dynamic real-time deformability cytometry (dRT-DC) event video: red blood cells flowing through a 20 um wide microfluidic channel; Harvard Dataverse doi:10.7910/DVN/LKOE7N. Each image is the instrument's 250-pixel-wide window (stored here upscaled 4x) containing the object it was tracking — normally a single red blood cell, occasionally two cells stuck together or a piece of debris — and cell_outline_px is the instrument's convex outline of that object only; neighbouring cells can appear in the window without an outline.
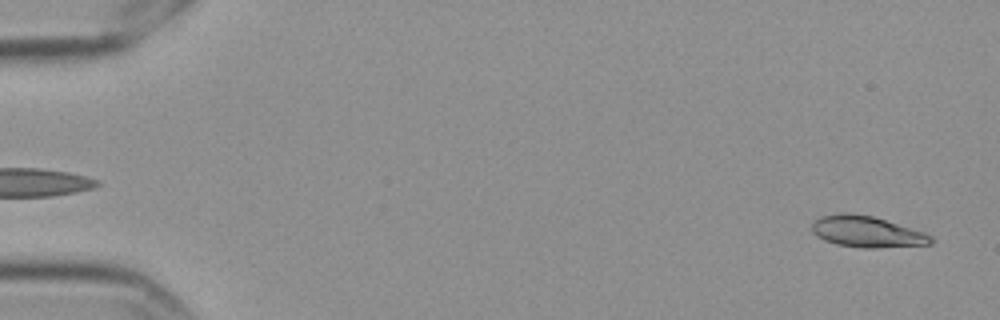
{"species": "Egyptian fruit bat (a non-hibernating species)", "species_latin": "Rousettus aegyptiacus", "temperature_condition": "cold", "stored_images_in_passage": 57, "camera_frame_rate_fps": 3000, "um_per_image_px": 0.085, "frame": {"image": 1, "passage_image": 2, "time_ms": 0.333, "image_size_px": [1000, 320], "cell_outline_px": [[932, 244], [876, 248], [864, 248], [836, 244], [824, 240], [816, 236], [812, 232], [812, 224], [820, 216], [844, 212], [848, 212], [872, 216], [924, 232], [932, 236]], "centroid_in_image_um": [73.66, 19.7], "position_along_channel_um": 11.3, "area_um2": 21.56}}
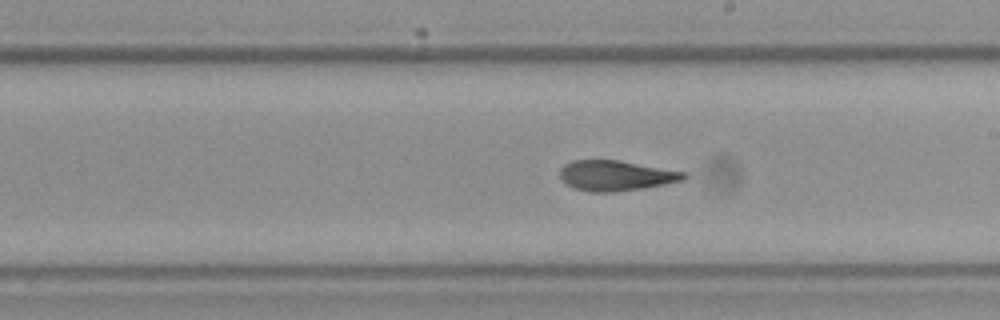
{"frame": {"image": 2, "passage_image": 33, "time_ms": 10.667, "image_size_px": [1000, 320], "cell_outline_px": [[688, 176], [684, 180], [644, 188], [616, 192], [588, 192], [572, 188], [564, 184], [560, 180], [560, 168], [564, 164], [572, 160], [620, 160], [688, 172]], "centroid_in_image_um": [52.33, 14.93], "position_along_channel_um": 236.7, "area_um2": 22.37}}
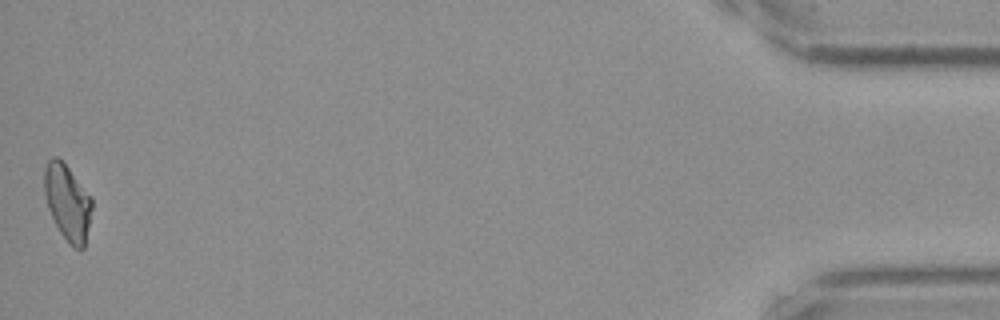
{"frame": {"image": 3, "passage_image": 57, "time_ms": 18.667, "image_size_px": [1000, 320], "cell_outline_px": [[92, 208], [84, 248], [80, 252], [72, 248], [68, 244], [60, 232], [48, 208], [44, 192], [44, 168], [48, 160], [52, 156], [56, 156], [68, 168], [92, 196]], "centroid_in_image_um": [5.74, 17.23], "position_along_channel_um": 429.5, "area_um2": 21.15}, "authors_computed_cell_mechanics": {"area_um2": 21.6172, "velocity_mm_per_s": 3.5293, "shape_relaxation_time_tau1_ms": 3.4041, "shape_relaxation_time_tau2_ms": 2.156, "deformation_change_tau1": 0.1464, "deformation_change_tau2": 0.0983}}